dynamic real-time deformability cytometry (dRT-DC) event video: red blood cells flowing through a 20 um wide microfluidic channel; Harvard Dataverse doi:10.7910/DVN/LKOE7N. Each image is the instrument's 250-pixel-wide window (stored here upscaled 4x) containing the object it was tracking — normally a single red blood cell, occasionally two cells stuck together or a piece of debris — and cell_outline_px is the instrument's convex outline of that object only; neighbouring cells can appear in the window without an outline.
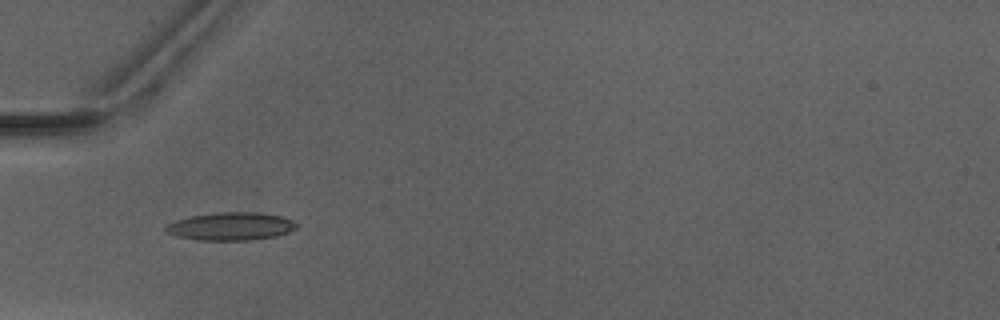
{"species": "Egyptian fruit bat (a non-hibernating species)", "species_latin": "Rousettus aegyptiacus", "temperature_condition": "warm", "stored_images_in_passage": 5, "camera_frame_rate_fps": 3000, "um_per_image_px": 0.085, "animal": {"sex": "male"}, "frame": {"image": 1, "passage_image": 4, "time_ms": 3.333, "image_size_px": [1000, 320], "cell_outline_px": [[300, 224], [296, 228], [288, 232], [276, 236], [252, 240], [196, 240], [176, 236], [164, 232], [164, 228], [168, 224], [176, 220], [192, 216], [216, 212], [256, 212], [280, 216], [292, 220]], "centroid_in_image_um": [19.61, 19.24], "position_along_channel_um": 65.4, "area_um2": 21.39}}